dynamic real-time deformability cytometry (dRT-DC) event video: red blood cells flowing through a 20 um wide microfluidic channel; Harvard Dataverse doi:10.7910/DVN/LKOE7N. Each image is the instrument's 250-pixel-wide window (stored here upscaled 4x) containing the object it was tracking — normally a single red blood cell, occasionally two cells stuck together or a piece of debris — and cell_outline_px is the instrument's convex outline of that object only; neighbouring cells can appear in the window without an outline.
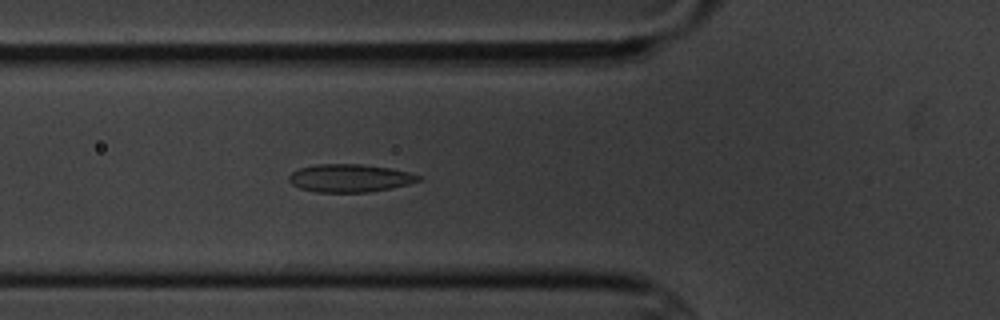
{"species": "common noctule bat (a hibernating species)", "species_latin": "Nyctalus noctula", "temperature_condition": "cold", "stored_images_in_passage": 2, "camera_frame_rate_fps": 3000, "um_per_image_px": 0.085, "animal": {"sex": "male", "body_mass_g": 20.1, "forearm_length_mm": 53.5}, "frame": {"image": 1, "passage_image": 2, "time_ms": 1.0, "image_size_px": [1000, 320], "cell_outline_px": [[420, 180], [408, 184], [392, 188], [368, 192], [316, 192], [300, 188], [292, 184], [288, 180], [288, 176], [292, 172], [300, 168], [316, 164], [360, 164], [392, 168], [408, 172], [420, 176]], "centroid_in_image_um": [29.72, 15.14], "position_along_channel_um": 96.1, "area_um2": 21.04}}